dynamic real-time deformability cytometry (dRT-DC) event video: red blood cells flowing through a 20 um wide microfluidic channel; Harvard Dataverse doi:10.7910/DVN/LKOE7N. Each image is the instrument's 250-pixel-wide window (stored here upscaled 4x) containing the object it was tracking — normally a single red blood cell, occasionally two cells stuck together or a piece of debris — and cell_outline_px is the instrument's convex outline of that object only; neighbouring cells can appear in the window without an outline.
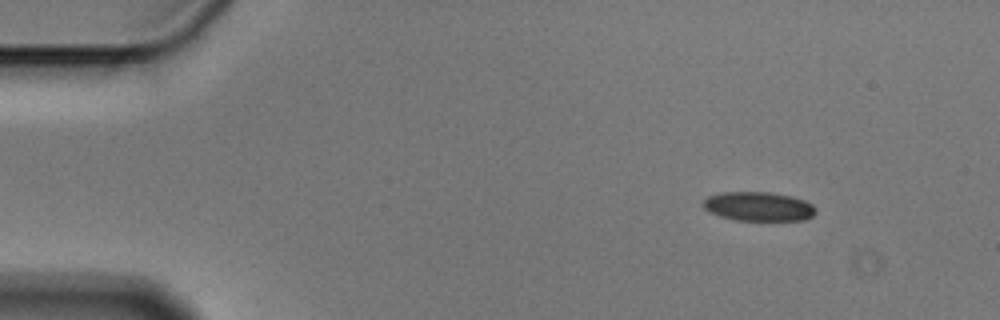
{"species": "Egyptian fruit bat (a non-hibernating species)", "species_latin": "Rousettus aegyptiacus", "temperature_condition": "cold", "stored_images_in_passage": 6, "camera_frame_rate_fps": 3000, "um_per_image_px": 0.085, "animal": {"sex": "male"}, "frame": {"image": 1, "passage_image": 1, "time_ms": 0.0, "image_size_px": [1000, 320], "cell_outline_px": [[816, 212], [812, 216], [804, 220], [736, 220], [720, 216], [708, 212], [704, 208], [704, 200], [708, 196], [720, 192], [768, 192], [792, 196], [804, 200], [812, 204], [816, 208]], "centroid_in_image_um": [64.48, 17.54], "position_along_channel_um": 20.5, "area_um2": 19.13}}
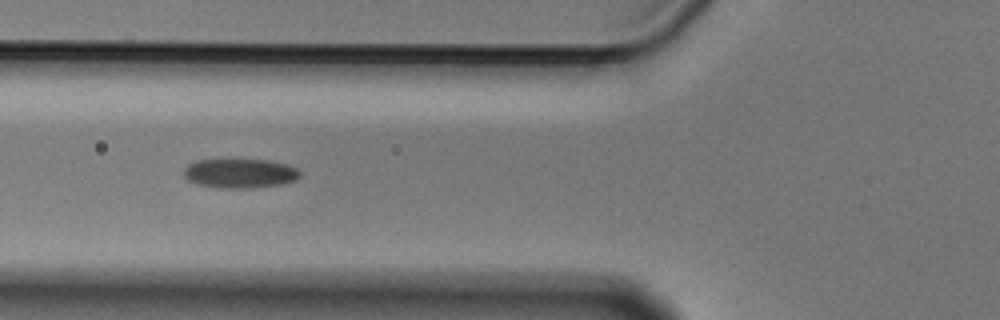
{"frame": {"image": 2, "passage_image": 5, "time_ms": 1.333, "image_size_px": [1000, 320], "cell_outline_px": [[300, 176], [296, 180], [280, 184], [252, 188], [220, 188], [196, 184], [188, 180], [184, 176], [184, 168], [188, 164], [196, 160], [272, 160], [288, 164], [296, 168], [300, 172]], "centroid_in_image_um": [20.4, 14.73], "position_along_channel_um": 105.4, "area_um2": 19.94}}
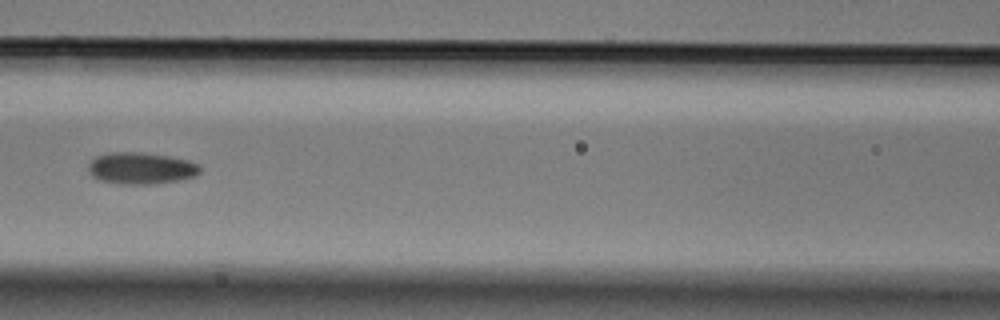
{"frame": {"image": 3, "passage_image": 6, "time_ms": 1.667, "image_size_px": [1000, 320], "cell_outline_px": [[200, 172], [196, 176], [180, 180], [152, 184], [120, 184], [100, 180], [92, 176], [88, 172], [88, 164], [96, 156], [112, 152], [140, 152], [168, 156], [188, 160], [200, 164]], "centroid_in_image_um": [11.99, 14.3], "position_along_channel_um": 154.6, "area_um2": 20.75}}